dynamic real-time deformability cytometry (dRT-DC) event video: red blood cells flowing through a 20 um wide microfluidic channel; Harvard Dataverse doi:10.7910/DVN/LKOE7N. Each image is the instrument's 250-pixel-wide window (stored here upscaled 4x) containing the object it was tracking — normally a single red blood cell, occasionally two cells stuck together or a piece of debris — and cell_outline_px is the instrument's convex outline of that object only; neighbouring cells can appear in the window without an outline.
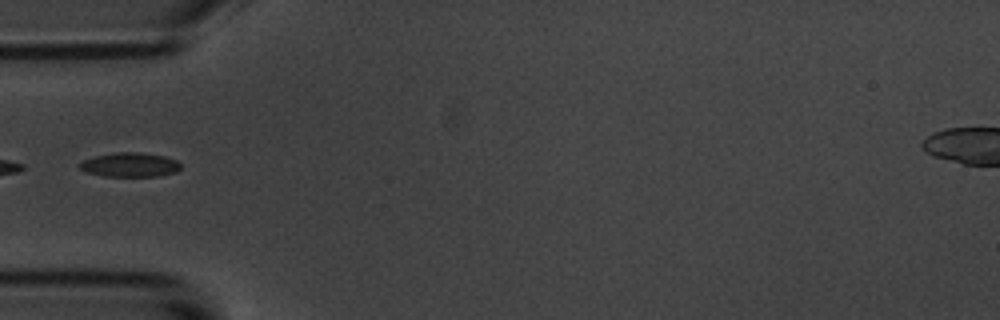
{"species": "common noctule bat (a hibernating species)", "species_latin": "Nyctalus noctula", "temperature_condition": "room temperature", "stored_images_in_passage": 3, "camera_frame_rate_fps": 3000, "um_per_image_px": 0.085, "animal": {"sex": "male", "body_mass_g": 20.1, "forearm_length_mm": 53.5}, "frame": {"image": 1, "passage_image": 1, "time_ms": 0.0, "image_size_px": [1000, 320], "cell_outline_px": [[180, 168], [176, 172], [160, 176], [104, 176], [88, 172], [80, 168], [80, 164], [84, 160], [96, 156], [116, 152], [136, 152], [164, 156], [176, 160], [180, 164]], "centroid_in_image_um": [11.08, 14.01], "position_along_channel_um": 73.9, "area_um2": 14.05}}